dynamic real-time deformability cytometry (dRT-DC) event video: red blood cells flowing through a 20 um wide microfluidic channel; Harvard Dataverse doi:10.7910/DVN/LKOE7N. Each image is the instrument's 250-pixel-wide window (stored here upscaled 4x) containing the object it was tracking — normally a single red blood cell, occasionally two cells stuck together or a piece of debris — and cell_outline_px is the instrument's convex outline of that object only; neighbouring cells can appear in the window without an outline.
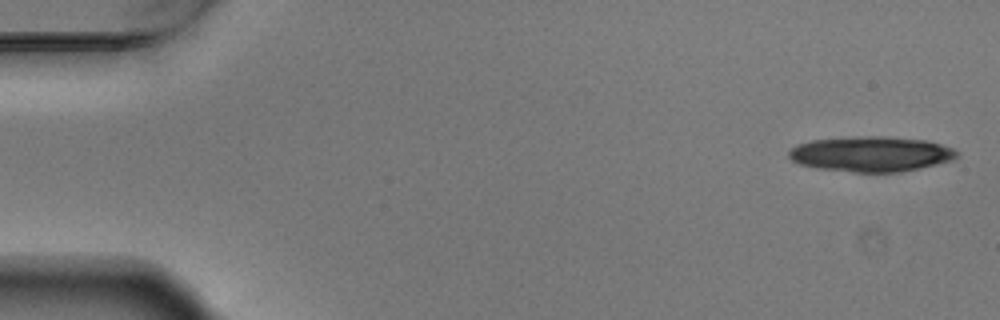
{"species": "Egyptian fruit bat (a non-hibernating species)", "species_latin": "Rousettus aegyptiacus", "temperature_condition": "warm", "stored_images_in_passage": 6, "camera_frame_rate_fps": 3000, "um_per_image_px": 0.085, "animal": {"sex": "male"}, "frame": {"image": 1, "passage_image": 1, "time_ms": 0.0, "image_size_px": [1000, 320], "cell_outline_px": [[960, 156], [956, 160], [920, 168], [900, 172], [856, 172], [816, 168], [800, 164], [792, 160], [788, 156], [788, 152], [796, 144], [812, 140], [868, 136], [892, 136], [928, 140], [952, 148], [960, 152]], "centroid_in_image_um": [74.11, 13.09], "position_along_channel_um": 10.9, "area_um2": 34.8}}
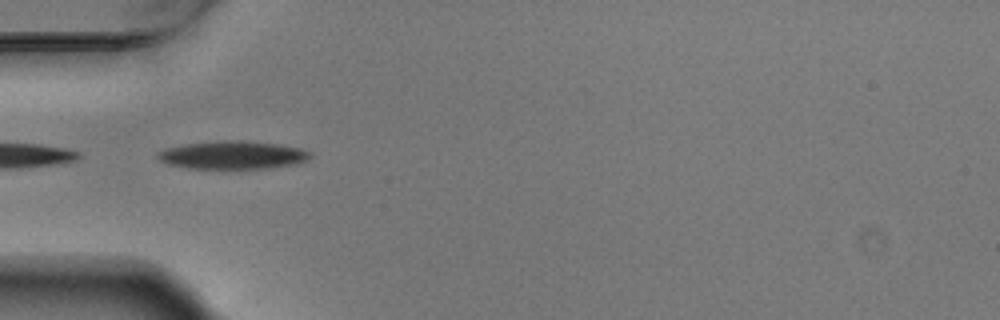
{"frame": {"image": 2, "passage_image": 5, "time_ms": 1.333, "image_size_px": [1000, 320], "cell_outline_px": [[312, 156], [308, 160], [300, 164], [268, 168], [188, 168], [168, 164], [160, 160], [156, 156], [156, 152], [164, 148], [184, 144], [236, 140], [280, 144], [300, 148], [312, 152]], "centroid_in_image_um": [19.82, 13.18], "position_along_channel_um": 65.2, "area_um2": 24.97}}
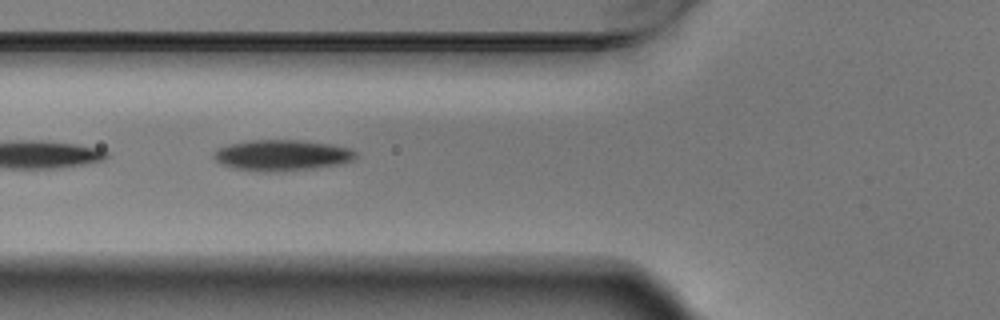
{"frame": {"image": 3, "passage_image": 6, "time_ms": 1.667, "image_size_px": [1000, 320], "cell_outline_px": [[356, 156], [340, 164], [284, 172], [264, 172], [232, 168], [220, 164], [212, 156], [212, 152], [228, 144], [248, 140], [296, 140], [328, 144], [348, 148], [356, 152]], "centroid_in_image_um": [23.87, 13.21], "position_along_channel_um": 101.9, "area_um2": 25.49}}